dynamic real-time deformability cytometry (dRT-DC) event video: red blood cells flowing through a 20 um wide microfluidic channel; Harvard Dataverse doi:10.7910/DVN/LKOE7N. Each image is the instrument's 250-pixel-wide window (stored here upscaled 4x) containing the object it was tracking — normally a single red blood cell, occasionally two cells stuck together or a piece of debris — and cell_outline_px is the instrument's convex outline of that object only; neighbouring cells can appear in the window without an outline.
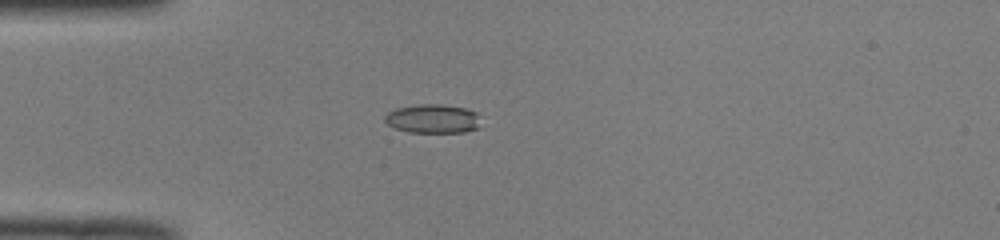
{"species": "common noctule bat (a hibernating species)", "species_latin": "Nyctalus noctula", "temperature_condition": "room temperature", "stored_images_in_passage": 37, "camera_frame_rate_fps": 3000, "um_per_image_px": 0.085, "animal": {"sex": "male", "body_mass_g": 19.0, "forearm_length_mm": 50.8}, "frame": {"image": 1, "passage_image": 1, "time_ms": 0.0, "image_size_px": [1000, 240], "cell_outline_px": [[480, 128], [464, 132], [408, 132], [396, 128], [388, 124], [384, 120], [384, 116], [388, 112], [396, 108], [420, 104], [440, 104], [464, 108], [476, 112]], "centroid_in_image_um": [36.77, 10.09], "position_along_channel_um": 48.2, "area_um2": 16.07}}
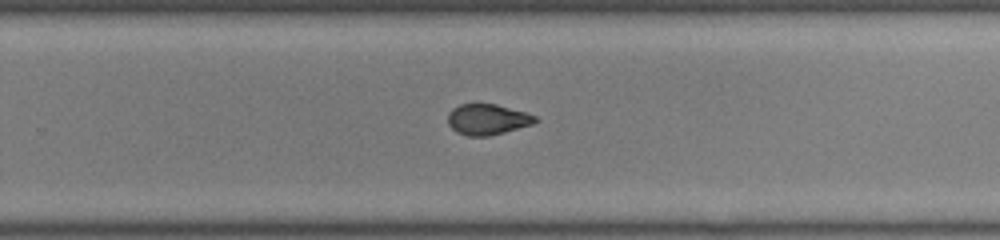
{"frame": {"image": 2, "passage_image": 20, "time_ms": 6.333, "image_size_px": [1000, 240], "cell_outline_px": [[540, 120], [532, 124], [504, 132], [488, 136], [468, 136], [456, 132], [448, 124], [448, 112], [452, 108], [460, 104], [496, 104], [524, 112], [536, 116]], "centroid_in_image_um": [41.41, 10.15], "position_along_channel_um": 288.4, "area_um2": 15.61}}
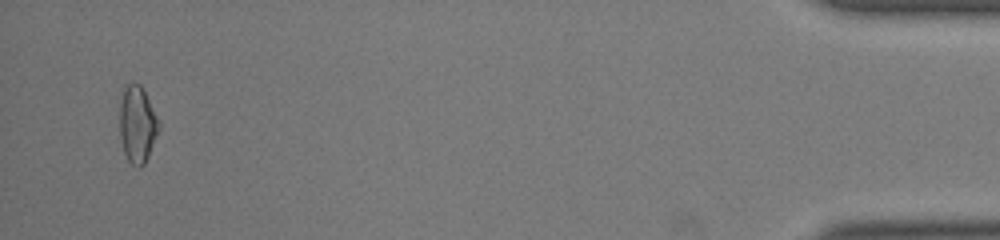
{"frame": {"image": 3, "passage_image": 36, "time_ms": 11.667, "image_size_px": [1000, 240], "cell_outline_px": [[160, 128], [148, 156], [144, 164], [140, 168], [136, 168], [128, 160], [124, 152], [120, 136], [120, 104], [124, 88], [128, 84], [140, 84], [160, 124]], "centroid_in_image_um": [11.67, 10.62], "position_along_channel_um": 423.5, "area_um2": 17.17}, "authors_computed_cell_mechanics": {"area_um2": 16.184, "velocity_mm_per_s": 4.0382, "shape_relaxation_time_tau1_ms": 8.7852, "shape_relaxation_time_tau2_ms": 1.8116, "deformation_change_tau1": 0.2258, "deformation_change_tau2": 0.0818}}